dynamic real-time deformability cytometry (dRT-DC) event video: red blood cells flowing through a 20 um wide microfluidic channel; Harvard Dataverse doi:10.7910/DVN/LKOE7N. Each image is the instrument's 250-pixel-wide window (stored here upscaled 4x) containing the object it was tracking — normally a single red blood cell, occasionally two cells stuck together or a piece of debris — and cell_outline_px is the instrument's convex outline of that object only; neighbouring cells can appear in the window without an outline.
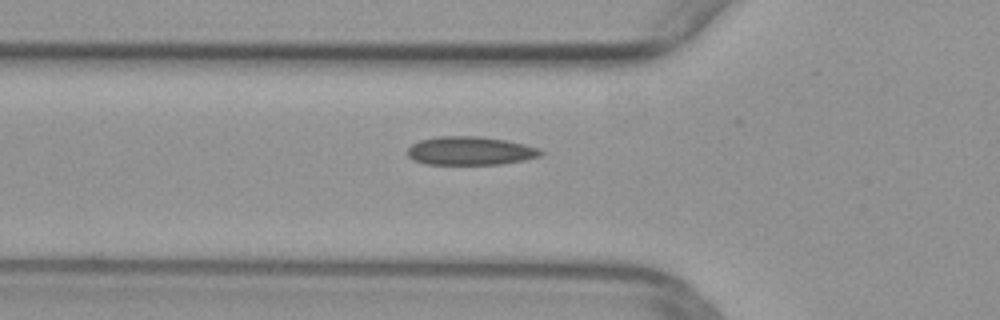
{"species": "common noctule bat (a hibernating species)", "species_latin": "Nyctalus noctula", "temperature_condition": "warm", "stored_images_in_passage": 34, "camera_frame_rate_fps": 3000, "um_per_image_px": 0.085, "animal": {"sex": "female", "body_mass_g": 29.2, "forearm_length_mm": 56.3}, "frame": {"image": 1, "passage_image": 2, "time_ms": 0.333, "image_size_px": [1000, 320], "cell_outline_px": [[544, 152], [540, 156], [524, 160], [500, 164], [424, 164], [408, 156], [408, 148], [412, 144], [420, 140], [436, 136], [480, 136], [508, 140], [540, 148]], "centroid_in_image_um": [40.0, 12.81], "position_along_channel_um": 85.8, "area_um2": 22.2}}
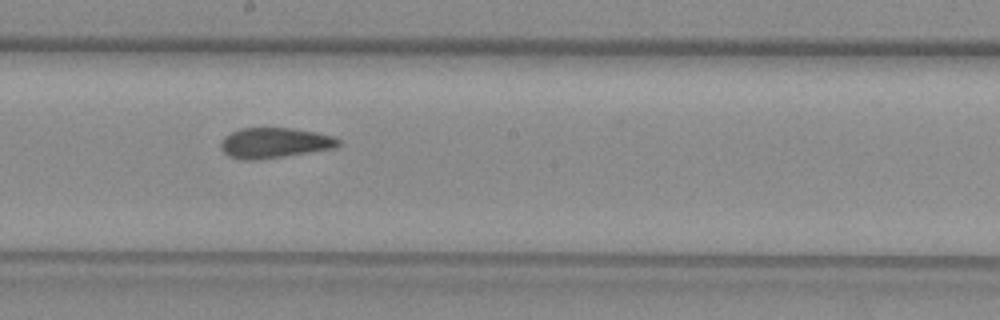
{"frame": {"image": 2, "passage_image": 12, "time_ms": 3.667, "image_size_px": [1000, 320], "cell_outline_px": [[340, 144], [332, 148], [284, 156], [256, 160], [244, 160], [228, 156], [220, 148], [220, 140], [224, 136], [240, 128], [292, 128], [316, 132], [332, 136], [340, 140]], "centroid_in_image_um": [23.27, 12.14], "position_along_channel_um": 224.9, "area_um2": 20.69}}
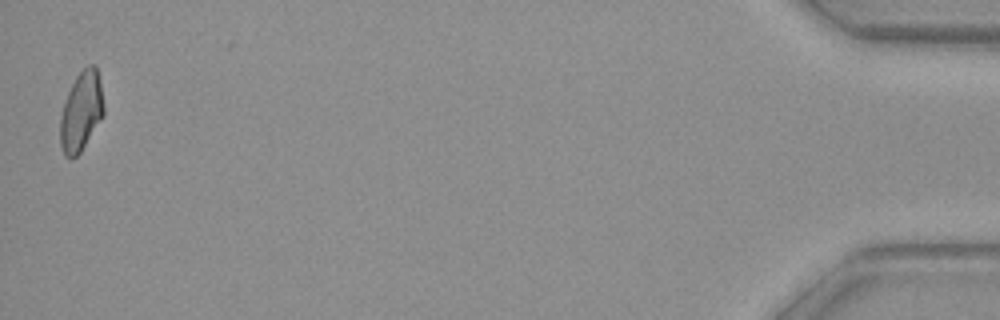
{"frame": {"image": 3, "passage_image": 34, "time_ms": 11.0, "image_size_px": [1000, 320], "cell_outline_px": [[104, 116], [80, 152], [72, 160], [64, 156], [60, 144], [60, 116], [68, 92], [76, 76], [88, 64], [96, 64], [104, 104]], "centroid_in_image_um": [6.91, 9.49], "position_along_channel_um": 428.3, "area_um2": 20.23}}